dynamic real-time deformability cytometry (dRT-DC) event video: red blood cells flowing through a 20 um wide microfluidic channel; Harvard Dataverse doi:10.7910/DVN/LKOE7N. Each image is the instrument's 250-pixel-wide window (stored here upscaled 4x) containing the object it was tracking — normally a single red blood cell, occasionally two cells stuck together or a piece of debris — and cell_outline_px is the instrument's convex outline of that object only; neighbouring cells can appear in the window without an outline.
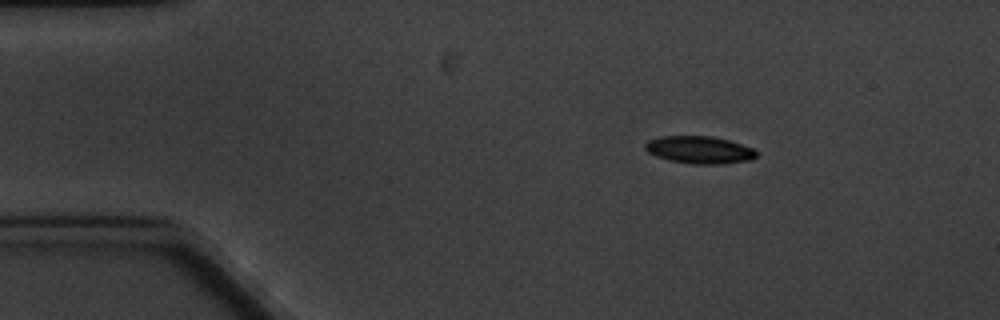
{"species": "common noctule bat (a hibernating species)", "species_latin": "Nyctalus noctula", "temperature_condition": "cold", "stored_images_in_passage": 5, "camera_frame_rate_fps": 3000, "um_per_image_px": 0.085, "animal": {"sex": "male", "body_mass_g": 20.1, "forearm_length_mm": 53.5}, "frame": {"image": 1, "passage_image": 1, "time_ms": 0.0, "image_size_px": [1000, 320], "cell_outline_px": [[756, 156], [752, 160], [720, 164], [692, 164], [668, 160], [656, 156], [648, 152], [644, 148], [644, 144], [648, 140], [664, 136], [712, 136], [728, 140], [752, 148], [756, 152]], "centroid_in_image_um": [59.43, 12.74], "position_along_channel_um": 25.6, "area_um2": 17.74}}
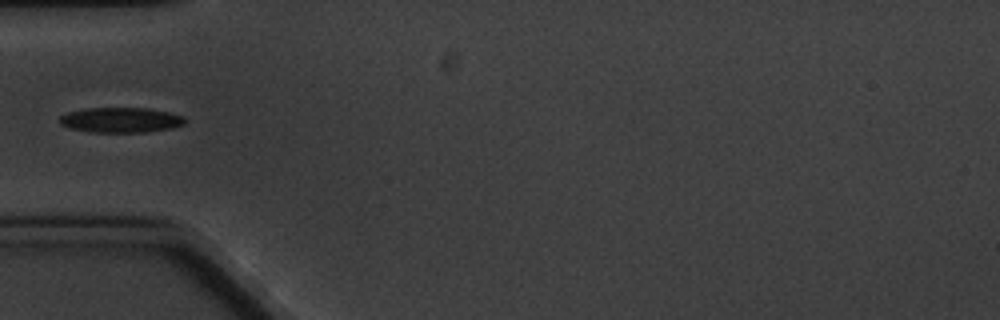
{"frame": {"image": 2, "passage_image": 4, "time_ms": 3.333, "image_size_px": [1000, 320], "cell_outline_px": [[184, 124], [172, 128], [148, 132], [88, 132], [68, 128], [60, 124], [56, 120], [60, 116], [68, 112], [88, 108], [148, 108], [168, 112], [184, 116]], "centroid_in_image_um": [10.22, 10.2], "position_along_channel_um": 74.8, "area_um2": 18.5}}